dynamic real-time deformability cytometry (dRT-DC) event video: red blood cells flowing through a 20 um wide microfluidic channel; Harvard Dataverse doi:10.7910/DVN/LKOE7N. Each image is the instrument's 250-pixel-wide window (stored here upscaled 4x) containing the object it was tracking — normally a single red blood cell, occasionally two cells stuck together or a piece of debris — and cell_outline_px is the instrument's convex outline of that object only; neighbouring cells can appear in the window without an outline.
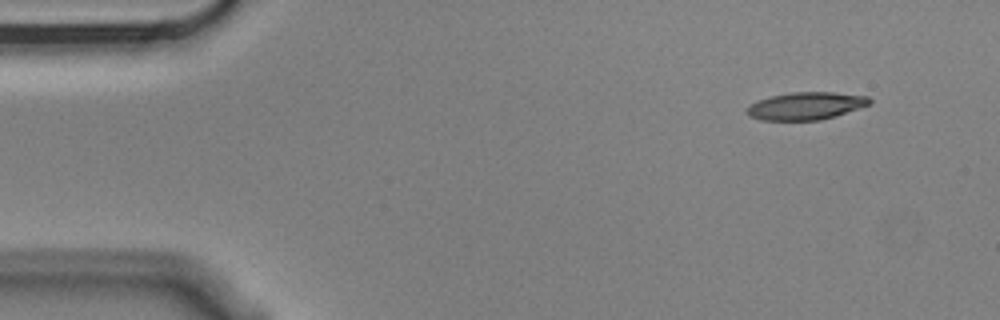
{"species": "Egyptian fruit bat (a non-hibernating species)", "species_latin": "Rousettus aegyptiacus", "temperature_condition": "cold", "stored_images_in_passage": 4, "camera_frame_rate_fps": 3000, "um_per_image_px": 0.085, "animal": {"sex": "male"}, "frame": {"image": 1, "passage_image": 1, "time_ms": 0.0, "image_size_px": [1000, 320], "cell_outline_px": [[872, 104], [820, 120], [760, 120], [748, 116], [748, 108], [752, 104], [760, 100], [772, 96], [792, 92], [832, 92], [868, 96], [872, 100]], "centroid_in_image_um": [68.54, 9.0], "position_along_channel_um": 16.5, "area_um2": 19.42}}
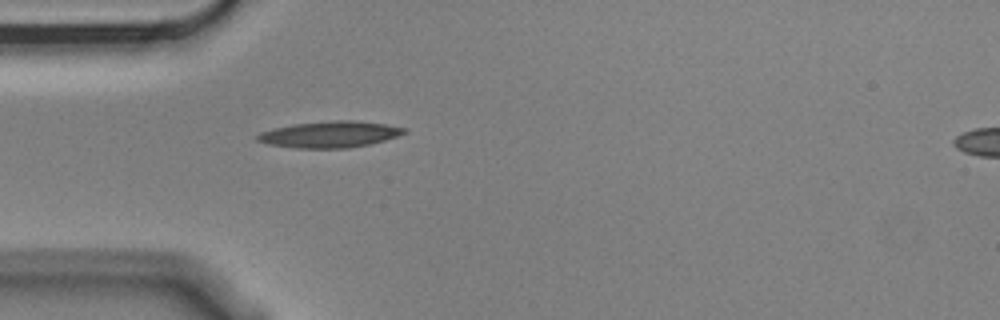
{"frame": {"image": 2, "passage_image": 4, "time_ms": 1.0, "image_size_px": [1000, 320], "cell_outline_px": [[408, 132], [384, 140], [368, 144], [348, 148], [296, 148], [268, 144], [256, 140], [256, 136], [260, 132], [272, 128], [292, 124], [336, 120], [352, 120], [384, 124], [408, 128]], "centroid_in_image_um": [28.01, 11.42], "position_along_channel_um": 57.0, "area_um2": 22.48}}